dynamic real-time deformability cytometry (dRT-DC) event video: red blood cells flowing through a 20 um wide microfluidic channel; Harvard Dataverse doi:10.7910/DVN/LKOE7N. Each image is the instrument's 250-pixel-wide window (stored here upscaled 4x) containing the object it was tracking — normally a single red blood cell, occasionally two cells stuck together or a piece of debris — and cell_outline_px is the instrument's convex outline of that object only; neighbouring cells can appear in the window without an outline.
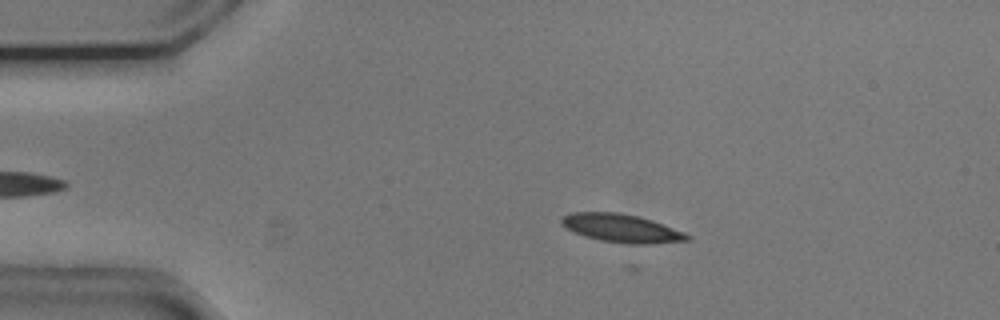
{"species": "common noctule bat (a hibernating species)", "species_latin": "Nyctalus noctula", "temperature_condition": "cold", "stored_images_in_passage": 54, "camera_frame_rate_fps": 3000, "um_per_image_px": 0.085, "animal": {"sex": "male", "body_mass_g": 20.5, "forearm_length_mm": 52.5}, "frame": {"image": 1, "passage_image": 10, "time_ms": 3.0, "image_size_px": [1000, 320], "cell_outline_px": [[692, 240], [644, 244], [628, 244], [600, 240], [584, 236], [560, 224], [560, 216], [568, 212], [620, 212], [652, 220], [684, 232], [692, 236]], "centroid_in_image_um": [52.81, 19.39], "position_along_channel_um": 32.2, "area_um2": 20.75}}
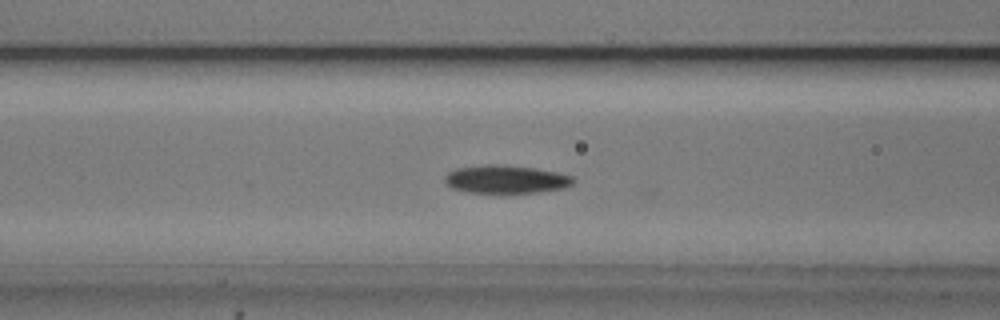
{"frame": {"image": 2, "passage_image": 21, "time_ms": 6.667, "image_size_px": [1000, 320], "cell_outline_px": [[576, 180], [572, 184], [564, 188], [540, 192], [468, 192], [452, 188], [444, 180], [444, 176], [448, 172], [456, 168], [488, 164], [504, 164], [536, 168], [560, 172], [572, 176]], "centroid_in_image_um": [43.04, 15.22], "position_along_channel_um": 123.6, "area_um2": 21.15}}
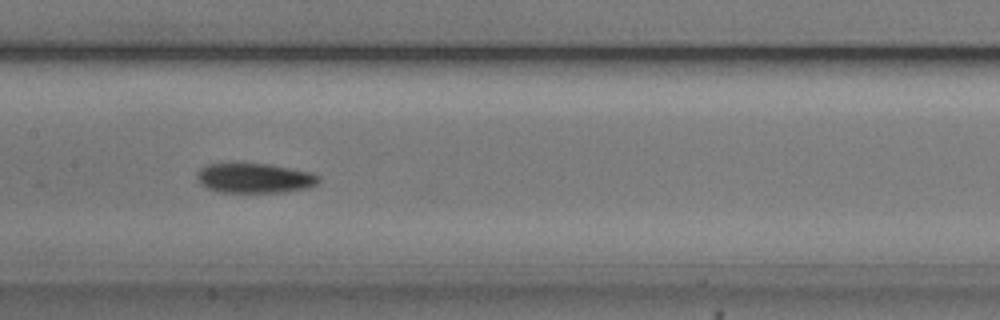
{"frame": {"image": 3, "passage_image": 26, "time_ms": 8.333, "image_size_px": [1000, 320], "cell_outline_px": [[320, 180], [316, 184], [308, 188], [284, 192], [220, 192], [208, 188], [200, 184], [196, 176], [200, 168], [208, 164], [268, 164], [312, 172], [320, 176]], "centroid_in_image_um": [21.66, 15.15], "position_along_channel_um": 185.7, "area_um2": 21.04}}